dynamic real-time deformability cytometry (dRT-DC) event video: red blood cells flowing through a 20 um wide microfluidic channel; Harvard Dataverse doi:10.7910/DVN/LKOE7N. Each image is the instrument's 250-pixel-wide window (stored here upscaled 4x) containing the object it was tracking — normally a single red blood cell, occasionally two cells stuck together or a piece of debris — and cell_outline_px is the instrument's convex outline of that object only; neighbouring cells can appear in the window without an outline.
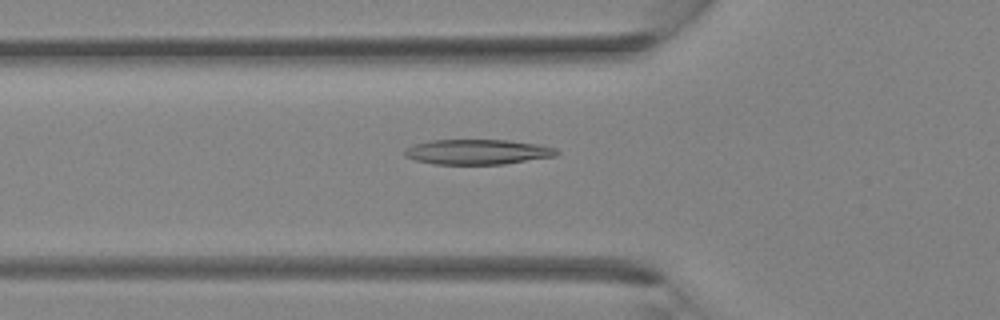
{"species": "Egyptian fruit bat (a non-hibernating species)", "species_latin": "Rousettus aegyptiacus", "temperature_condition": "room temperature", "stored_images_in_passage": 37, "camera_frame_rate_fps": 3000, "um_per_image_px": 0.085, "animal": {"sex": "female"}, "frame": {"image": 1, "passage_image": 13, "time_ms": 4.0, "image_size_px": [1000, 320], "cell_outline_px": [[560, 152], [556, 156], [504, 164], [432, 164], [416, 160], [404, 156], [404, 148], [412, 144], [428, 140], [508, 140], [536, 144], [556, 148]], "centroid_in_image_um": [40.55, 12.91], "position_along_channel_um": 85.3, "area_um2": 22.37}}
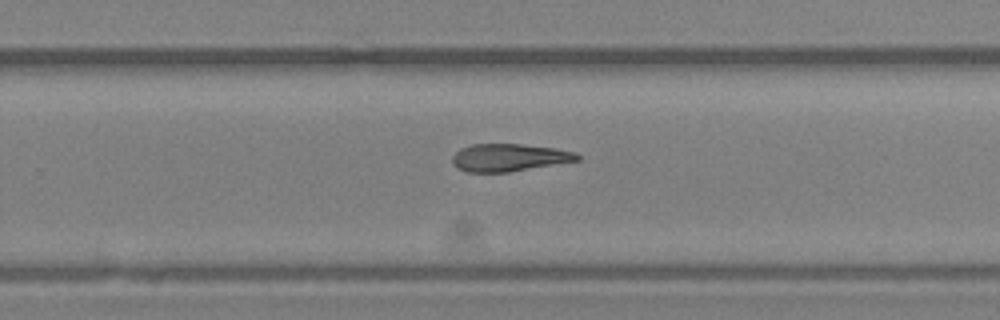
{"frame": {"image": 2, "passage_image": 24, "time_ms": 7.667, "image_size_px": [1000, 320], "cell_outline_px": [[580, 160], [508, 172], [468, 172], [456, 168], [452, 164], [452, 156], [460, 148], [472, 144], [520, 144], [556, 148], [576, 152], [580, 156]], "centroid_in_image_um": [43.25, 13.39], "position_along_channel_um": 286.5, "area_um2": 20.11}}
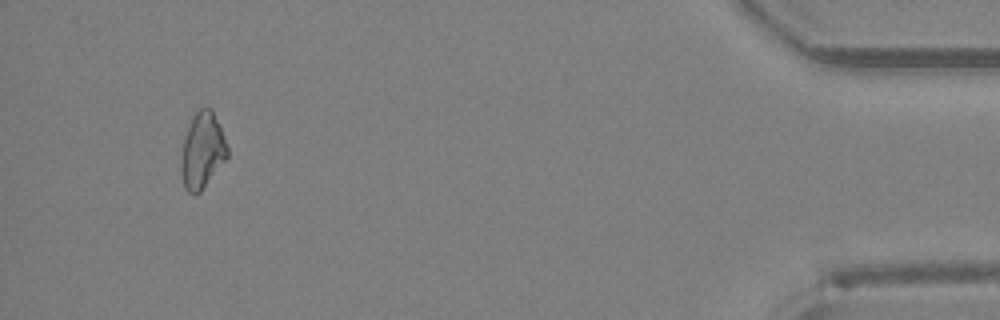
{"frame": {"image": 3, "passage_image": 35, "time_ms": 11.333, "image_size_px": [1000, 320], "cell_outline_px": [[228, 156], [200, 192], [188, 192], [184, 188], [180, 172], [180, 160], [184, 140], [192, 116], [200, 108], [212, 108], [228, 148]], "centroid_in_image_um": [17.17, 12.8], "position_along_channel_um": 418.0, "area_um2": 20.17}}